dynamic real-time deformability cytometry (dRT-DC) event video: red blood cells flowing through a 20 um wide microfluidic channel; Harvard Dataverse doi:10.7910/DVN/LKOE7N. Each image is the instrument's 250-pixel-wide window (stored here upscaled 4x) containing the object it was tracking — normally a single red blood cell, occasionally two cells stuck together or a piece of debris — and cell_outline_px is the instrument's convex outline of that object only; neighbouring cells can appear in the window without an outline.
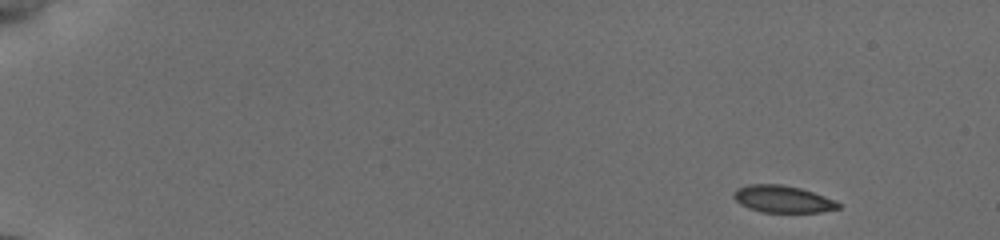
{"species": "common noctule bat (a hibernating species)", "species_latin": "Nyctalus noctula", "temperature_condition": "cold", "stored_images_in_passage": 26, "camera_frame_rate_fps": 3000, "um_per_image_px": 0.085, "animal": {"sex": "female", "body_mass_g": 19.5, "forearm_length_mm": 54.1}, "frame": {"image": 1, "passage_image": 1, "time_ms": 0.0, "image_size_px": [1000, 240], "cell_outline_px": [[840, 208], [820, 212], [760, 212], [748, 208], [740, 204], [732, 196], [732, 192], [736, 188], [748, 184], [780, 184], [800, 188], [824, 196], [840, 204]], "centroid_in_image_um": [66.46, 16.92], "position_along_channel_um": 18.5, "area_um2": 16.47}}
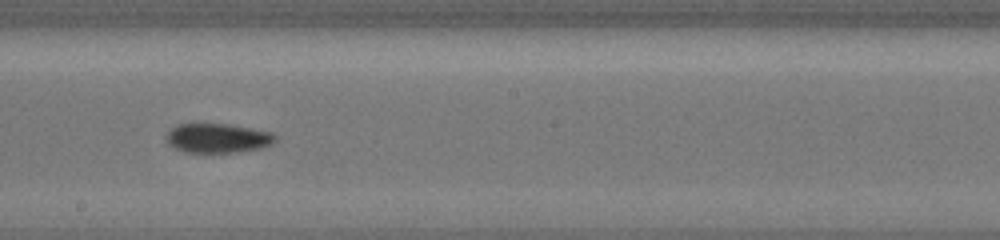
{"frame": {"image": 2, "passage_image": 15, "time_ms": 9.333, "image_size_px": [1000, 240], "cell_outline_px": [[276, 140], [272, 144], [260, 148], [236, 152], [184, 152], [172, 148], [168, 144], [168, 132], [172, 128], [180, 124], [228, 124], [272, 132], [276, 136]], "centroid_in_image_um": [18.52, 11.75], "position_along_channel_um": 229.7, "area_um2": 18.5}}
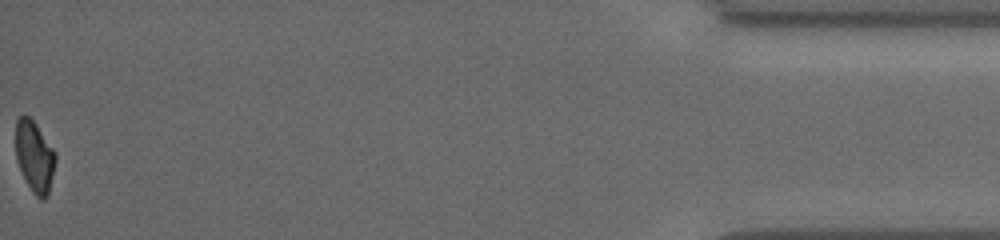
{"frame": {"image": 3, "passage_image": 26, "time_ms": 16.667, "image_size_px": [1000, 240], "cell_outline_px": [[56, 160], [48, 196], [44, 200], [40, 200], [32, 192], [16, 160], [16, 120], [20, 116], [28, 116], [36, 124], [56, 152]], "centroid_in_image_um": [2.95, 13.32], "position_along_channel_um": 432.2, "area_um2": 16.47}, "authors_computed_cell_mechanics": {"area_um2": 17.7735, "velocity_mm_per_s": 3.8495, "shape_relaxation_time_tau1_ms": 2.611, "shape_relaxation_time_tau2_ms": null, "deformation_change_tau1": 0.0929, "deformation_change_tau2": null}}